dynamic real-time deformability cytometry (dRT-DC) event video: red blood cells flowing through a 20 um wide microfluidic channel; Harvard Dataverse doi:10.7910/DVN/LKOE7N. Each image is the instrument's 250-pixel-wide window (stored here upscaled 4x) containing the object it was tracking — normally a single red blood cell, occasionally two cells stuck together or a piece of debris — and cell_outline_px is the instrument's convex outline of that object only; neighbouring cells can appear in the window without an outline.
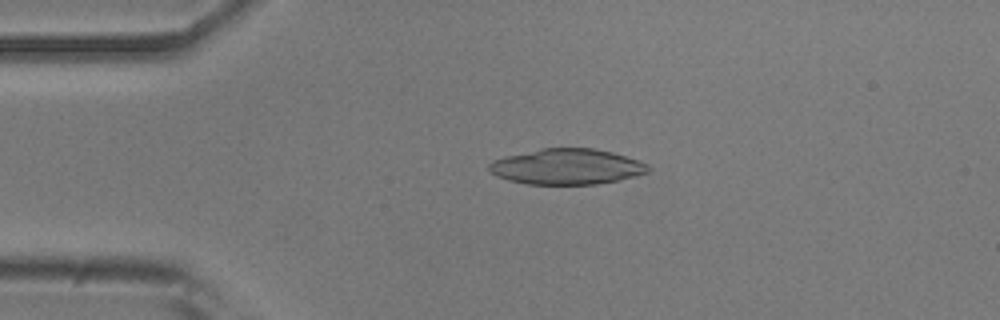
{"species": "common noctule bat (a hibernating species)", "species_latin": "Nyctalus noctula", "temperature_condition": "room temperature", "stored_images_in_passage": 53, "camera_frame_rate_fps": 3000, "um_per_image_px": 0.085, "animal": {"sex": "male", "body_mass_g": 20.5, "forearm_length_mm": 52.5}, "frame": {"image": 1, "passage_image": 11, "time_ms": 3.333, "image_size_px": [1000, 320], "cell_outline_px": [[648, 172], [636, 176], [620, 180], [596, 184], [524, 184], [508, 180], [496, 176], [488, 168], [488, 164], [492, 160], [540, 148], [592, 148], [612, 152], [640, 160], [648, 164]], "centroid_in_image_um": [48.19, 14.17], "position_along_channel_um": 36.8, "area_um2": 33.06}}
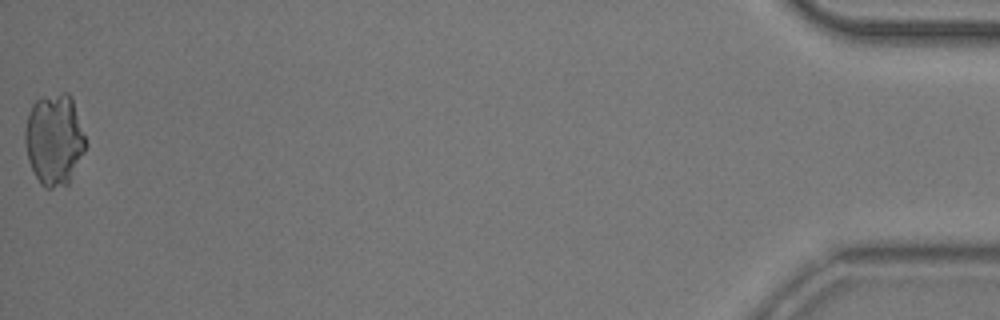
{"frame": {"image": 2, "passage_image": 53, "time_ms": 17.333, "image_size_px": [1000, 320], "cell_outline_px": [[88, 144], [68, 188], [44, 188], [40, 184], [28, 160], [24, 140], [24, 128], [28, 112], [32, 104], [40, 96], [64, 92], [68, 92], [72, 96]], "centroid_in_image_um": [4.63, 11.88], "position_along_channel_um": 430.6, "area_um2": 33.29}}